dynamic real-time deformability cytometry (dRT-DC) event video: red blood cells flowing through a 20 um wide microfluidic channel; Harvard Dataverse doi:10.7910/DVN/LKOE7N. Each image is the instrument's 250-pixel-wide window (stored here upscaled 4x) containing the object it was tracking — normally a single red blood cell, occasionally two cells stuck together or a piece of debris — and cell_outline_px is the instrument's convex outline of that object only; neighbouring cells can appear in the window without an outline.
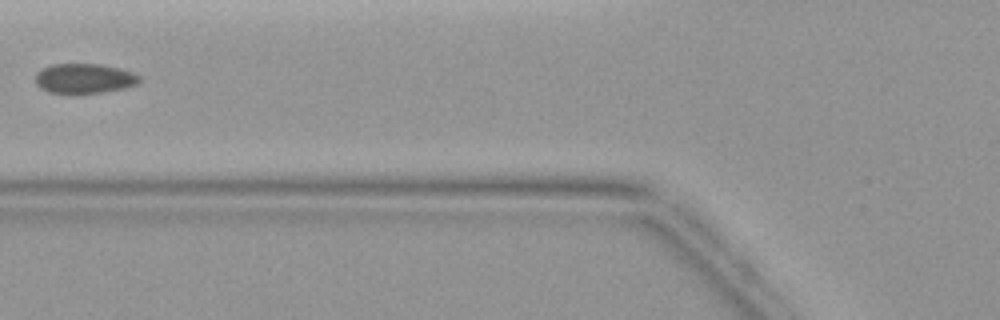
{"species": "common noctule bat (a hibernating species)", "species_latin": "Nyctalus noctula", "temperature_condition": "warm", "stored_images_in_passage": 4, "camera_frame_rate_fps": 3000, "um_per_image_px": 0.085, "animal": {"sex": "female", "body_mass_g": 19.9}, "frame": {"image": 1, "passage_image": 4, "time_ms": 3.667, "image_size_px": [1000, 320], "cell_outline_px": [[140, 80], [136, 84], [124, 88], [104, 92], [48, 92], [40, 88], [36, 84], [36, 72], [40, 68], [52, 64], [100, 64], [132, 72], [140, 76]], "centroid_in_image_um": [7.13, 6.65], "position_along_channel_um": 118.7, "area_um2": 17.8}}